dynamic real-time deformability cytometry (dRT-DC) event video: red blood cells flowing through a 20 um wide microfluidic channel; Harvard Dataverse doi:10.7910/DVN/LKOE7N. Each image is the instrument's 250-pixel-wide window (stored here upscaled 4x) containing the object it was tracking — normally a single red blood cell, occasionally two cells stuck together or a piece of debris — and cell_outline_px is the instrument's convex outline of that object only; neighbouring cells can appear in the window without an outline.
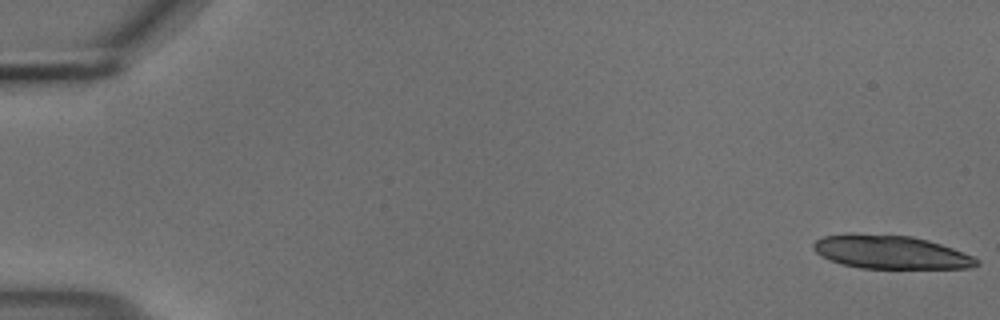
{"species": "common noctule bat (a hibernating species)", "species_latin": "Nyctalus noctula", "temperature_condition": "cold", "stored_images_in_passage": 27, "camera_frame_rate_fps": 3000, "um_per_image_px": 0.085, "animal": {"sex": "male", "body_mass_g": 18.8}, "frame": {"image": 1, "passage_image": 1, "time_ms": 0.0, "image_size_px": [1000, 320], "cell_outline_px": [[980, 264], [968, 268], [860, 268], [840, 264], [820, 256], [812, 248], [812, 244], [816, 240], [824, 236], [912, 236], [928, 240], [952, 248], [972, 256], [980, 260]], "centroid_in_image_um": [75.75, 21.48], "position_along_channel_um": 9.3, "area_um2": 30.81}}
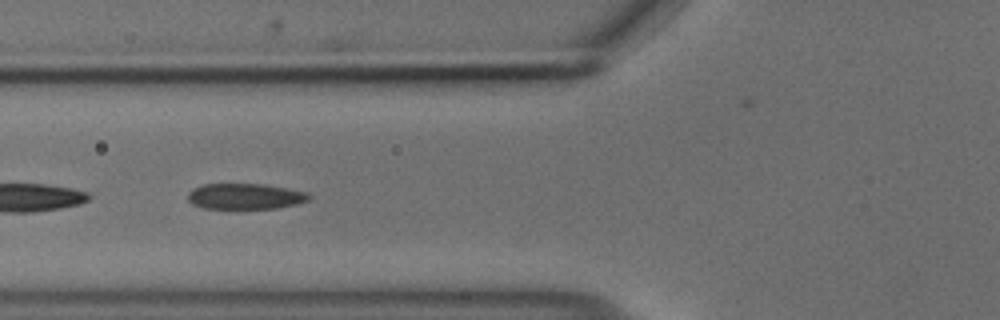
{"frame": {"image": 2, "passage_image": 22, "time_ms": 7.0, "image_size_px": [1000, 320], "cell_outline_px": [[312, 196], [308, 200], [296, 204], [276, 208], [236, 212], [204, 208], [192, 204], [188, 200], [188, 192], [192, 188], [204, 184], [264, 184], [308, 192]], "centroid_in_image_um": [20.8, 16.74], "position_along_channel_um": 105.0, "area_um2": 19.19}}
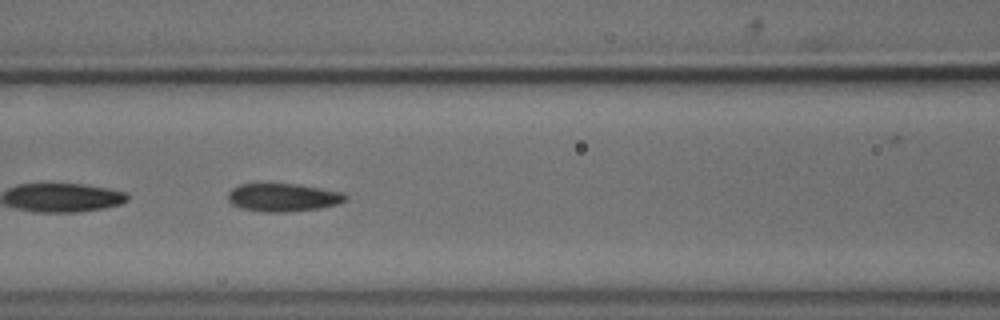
{"frame": {"image": 3, "passage_image": 25, "time_ms": 8.0, "image_size_px": [1000, 320], "cell_outline_px": [[348, 200], [340, 204], [320, 208], [284, 212], [264, 212], [240, 208], [232, 204], [228, 200], [228, 192], [232, 188], [240, 184], [296, 184], [344, 192], [348, 196]], "centroid_in_image_um": [24.1, 16.78], "position_along_channel_um": 142.5, "area_um2": 19.36}}